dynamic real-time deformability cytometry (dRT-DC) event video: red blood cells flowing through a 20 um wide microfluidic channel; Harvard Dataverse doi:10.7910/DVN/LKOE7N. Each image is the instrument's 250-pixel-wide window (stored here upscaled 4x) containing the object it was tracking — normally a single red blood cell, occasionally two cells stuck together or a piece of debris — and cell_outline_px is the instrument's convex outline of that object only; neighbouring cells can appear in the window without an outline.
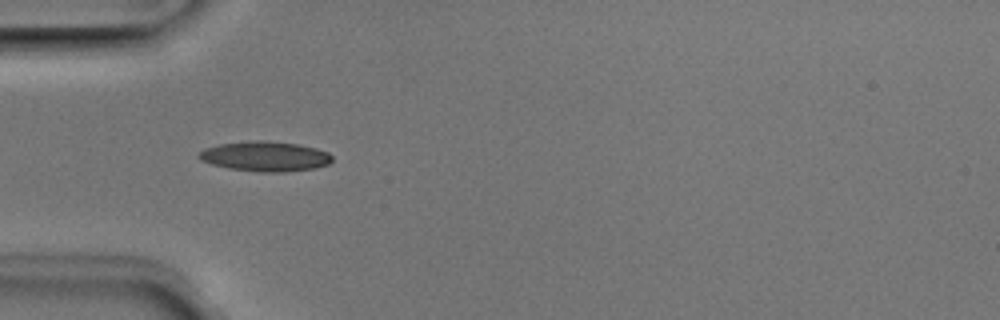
{"species": "Egyptian fruit bat (a non-hibernating species)", "species_latin": "Rousettus aegyptiacus", "temperature_condition": "room temperature", "stored_images_in_passage": 26, "camera_frame_rate_fps": 3000, "um_per_image_px": 0.085, "animal": {"sex": "male"}, "frame": {"image": 1, "passage_image": 5, "time_ms": 1.333, "image_size_px": [1000, 320], "cell_outline_px": [[332, 160], [328, 164], [312, 168], [284, 172], [260, 172], [228, 168], [212, 164], [200, 160], [196, 156], [204, 148], [220, 144], [256, 140], [264, 140], [296, 144], [316, 148], [328, 152], [332, 156]], "centroid_in_image_um": [22.51, 13.29], "position_along_channel_um": 62.5, "area_um2": 23.12}}
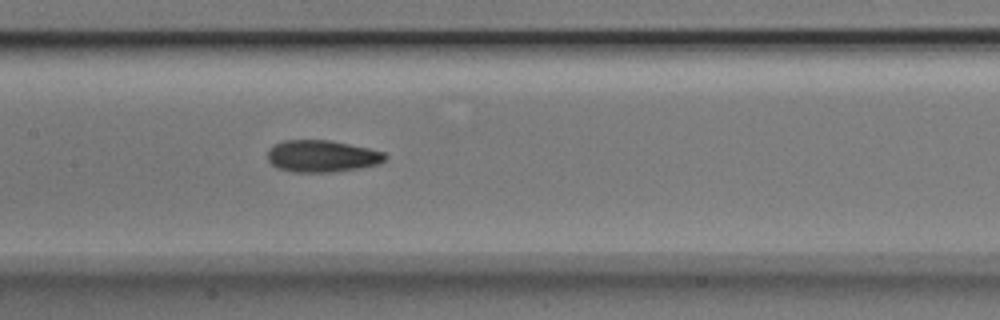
{"frame": {"image": 2, "passage_image": 14, "time_ms": 4.333, "image_size_px": [1000, 320], "cell_outline_px": [[388, 156], [380, 164], [360, 168], [332, 172], [292, 172], [276, 168], [268, 160], [268, 148], [284, 140], [332, 140], [368, 148], [384, 152]], "centroid_in_image_um": [27.37, 13.27], "position_along_channel_um": 180.0, "area_um2": 22.02}}
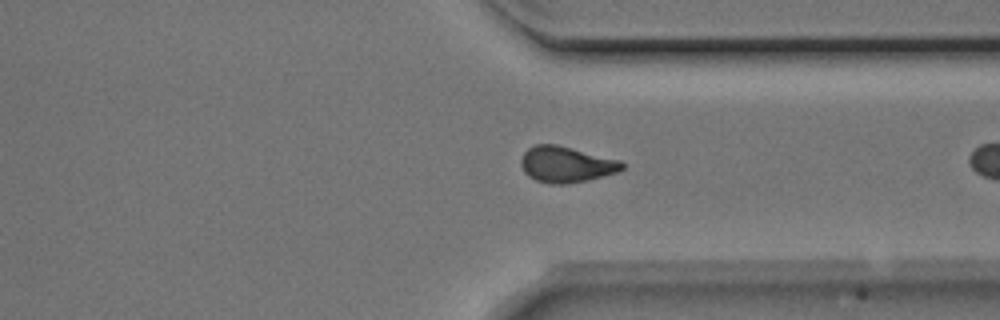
{"frame": {"image": 3, "passage_image": 25, "time_ms": 8.0, "image_size_px": [1000, 320], "cell_outline_px": [[624, 168], [620, 172], [588, 180], [568, 184], [548, 184], [536, 180], [528, 176], [524, 172], [520, 164], [520, 160], [524, 152], [528, 148], [536, 144], [556, 144], [620, 160], [624, 164]], "centroid_in_image_um": [48.12, 13.99], "position_along_channel_um": 363.3, "area_um2": 21.39}}